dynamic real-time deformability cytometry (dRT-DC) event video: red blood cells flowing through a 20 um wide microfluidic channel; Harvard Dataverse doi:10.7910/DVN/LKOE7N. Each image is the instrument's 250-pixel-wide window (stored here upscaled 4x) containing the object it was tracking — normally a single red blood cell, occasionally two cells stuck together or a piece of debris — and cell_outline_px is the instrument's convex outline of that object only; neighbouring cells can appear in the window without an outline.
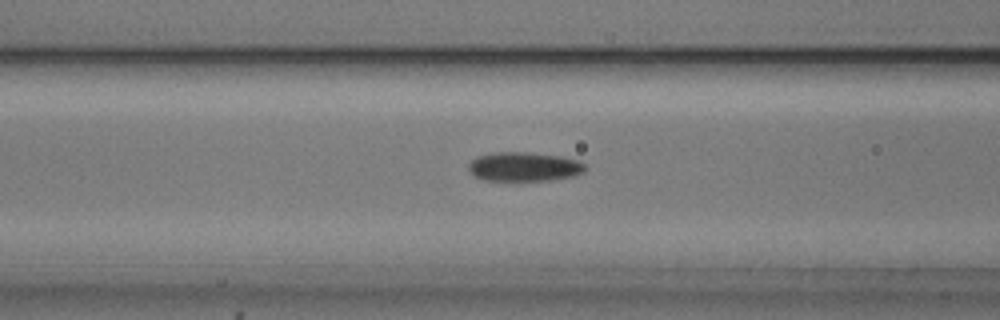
{"species": "common noctule bat (a hibernating species)", "species_latin": "Nyctalus noctula", "temperature_condition": "cold", "stored_images_in_passage": 44, "camera_frame_rate_fps": 3000, "um_per_image_px": 0.085, "animal": {"sex": "male", "body_mass_g": 20.5, "forearm_length_mm": 52.5}, "frame": {"image": 1, "passage_image": 11, "time_ms": 3.333, "image_size_px": [1000, 320], "cell_outline_px": [[584, 172], [572, 176], [552, 180], [484, 180], [472, 176], [468, 168], [468, 164], [476, 156], [492, 152], [528, 152], [560, 156], [580, 160], [584, 164]], "centroid_in_image_um": [44.51, 14.16], "position_along_channel_um": 122.1, "area_um2": 19.94}}
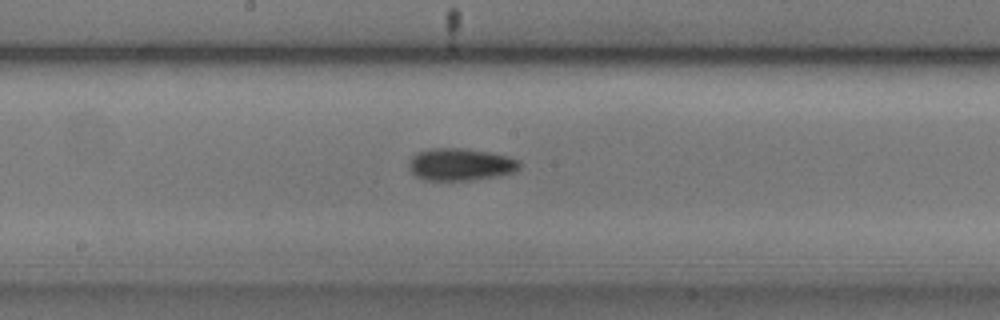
{"frame": {"image": 2, "passage_image": 18, "time_ms": 5.667, "image_size_px": [1000, 320], "cell_outline_px": [[520, 168], [512, 172], [496, 176], [472, 180], [424, 180], [416, 176], [408, 168], [408, 164], [412, 156], [416, 152], [432, 148], [464, 148], [488, 152], [508, 156], [520, 160]], "centroid_in_image_um": [39.12, 13.97], "position_along_channel_um": 209.1, "area_um2": 20.87}}
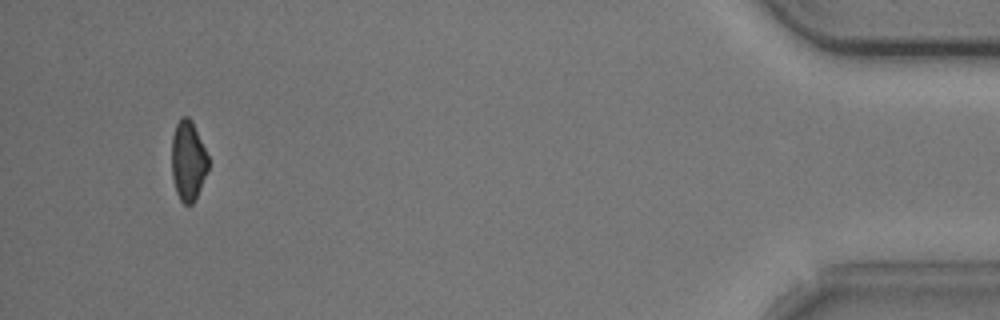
{"frame": {"image": 3, "passage_image": 41, "time_ms": 13.333, "image_size_px": [1000, 320], "cell_outline_px": [[208, 168], [200, 188], [192, 204], [184, 204], [180, 200], [176, 192], [172, 176], [172, 136], [176, 124], [180, 116], [188, 116], [192, 120], [208, 156]], "centroid_in_image_um": [15.97, 13.63], "position_along_channel_um": 419.2, "area_um2": 16.94}, "authors_computed_cell_mechanics": {"area_um2": 19.4208, "velocity_mm_per_s": 3.7191, "shape_relaxation_time_tau1_ms": 3.1931, "shape_relaxation_time_tau2_ms": null, "deformation_change_tau1": 0.1171, "deformation_change_tau2": null}}